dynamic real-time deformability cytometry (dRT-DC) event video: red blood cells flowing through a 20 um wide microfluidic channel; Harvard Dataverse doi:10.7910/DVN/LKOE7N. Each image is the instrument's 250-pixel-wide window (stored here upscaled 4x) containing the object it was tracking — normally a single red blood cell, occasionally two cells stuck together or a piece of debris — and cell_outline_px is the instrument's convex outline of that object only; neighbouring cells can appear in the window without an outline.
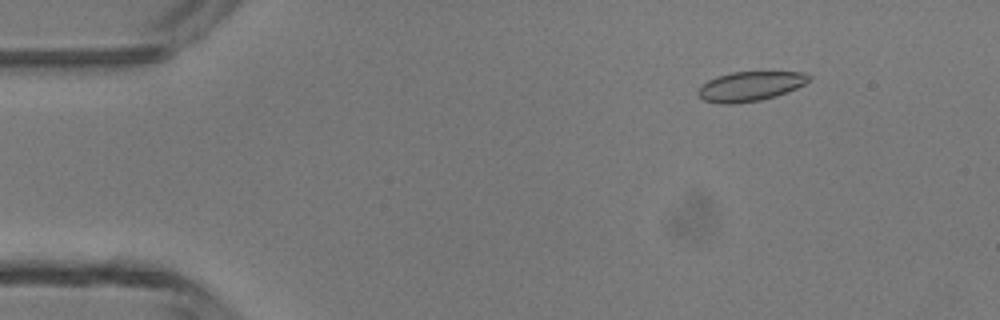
{"species": "common noctule bat (a hibernating species)", "species_latin": "Nyctalus noctula", "temperature_condition": "room temperature", "stored_images_in_passage": 4, "camera_frame_rate_fps": 3000, "um_per_image_px": 0.085, "animal": {"sex": "male", "body_mass_g": 13.3}, "frame": {"image": 1, "passage_image": 2, "time_ms": 1.0, "image_size_px": [1000, 320], "cell_outline_px": [[812, 76], [804, 84], [788, 92], [776, 96], [760, 100], [732, 104], [720, 104], [704, 100], [696, 92], [708, 80], [716, 76], [732, 72], [804, 72]], "centroid_in_image_um": [63.77, 7.33], "position_along_channel_um": 21.2, "area_um2": 19.02}}